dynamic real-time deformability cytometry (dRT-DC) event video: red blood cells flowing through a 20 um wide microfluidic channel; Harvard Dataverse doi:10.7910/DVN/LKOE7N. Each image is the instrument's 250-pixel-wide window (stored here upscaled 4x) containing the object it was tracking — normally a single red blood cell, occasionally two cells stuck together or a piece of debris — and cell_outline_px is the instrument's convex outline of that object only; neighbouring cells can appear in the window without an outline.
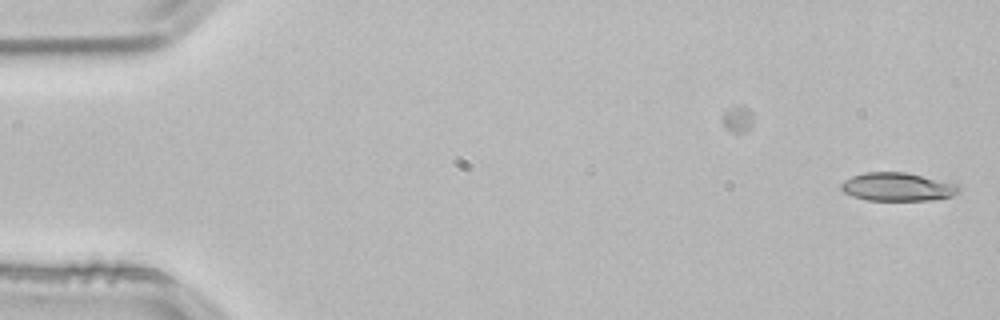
{"species": "common noctule bat (a hibernating species)", "species_latin": "Nyctalus noctula", "temperature_condition": "room temperature", "stored_images_in_passage": 52, "camera_frame_rate_fps": 3000, "um_per_image_px": 0.085, "animal": {"sex": "male", "body_mass_g": 21.5, "forearm_length_mm": 52.0}, "frame": {"image": 1, "passage_image": 1, "time_ms": 0.0, "image_size_px": [1000, 320], "cell_outline_px": [[960, 192], [952, 196], [928, 200], [868, 200], [852, 196], [844, 192], [840, 188], [840, 184], [844, 180], [852, 176], [864, 172], [904, 172], [960, 184]], "centroid_in_image_um": [76.29, 15.88], "position_along_channel_um": 8.7, "area_um2": 19.48}}
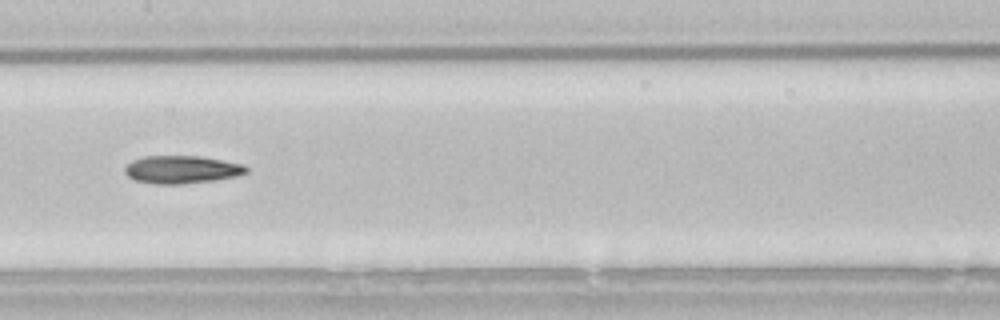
{"frame": {"image": 2, "passage_image": 26, "time_ms": 8.333, "image_size_px": [1000, 320], "cell_outline_px": [[248, 172], [236, 176], [212, 180], [180, 184], [152, 184], [136, 180], [128, 176], [124, 172], [124, 168], [132, 160], [144, 156], [200, 156], [244, 164], [248, 168]], "centroid_in_image_um": [15.43, 14.4], "position_along_channel_um": 192.0, "area_um2": 19.65}}
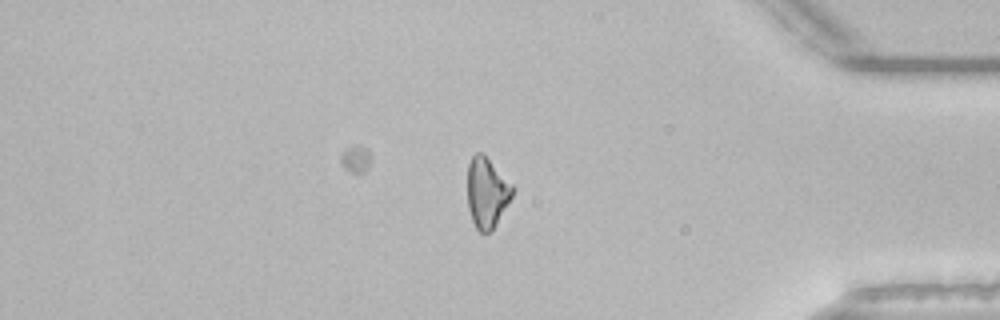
{"frame": {"image": 3, "passage_image": 44, "time_ms": 14.333, "image_size_px": [1000, 320], "cell_outline_px": [[512, 196], [496, 224], [488, 232], [480, 232], [476, 228], [472, 220], [468, 208], [468, 164], [472, 156], [476, 152], [484, 152], [512, 184]], "centroid_in_image_um": [41.37, 16.32], "position_along_channel_um": 393.8, "area_um2": 18.32}, "authors_computed_cell_mechanics": {"area_um2": 19.1896, "velocity_mm_per_s": 3.8525, "shape_relaxation_time_tau1_ms": 7.733, "shape_relaxation_time_tau2_ms": 9.2975, "deformation_change_tau1": 0.1804, "deformation_change_tau2": 0.2226}}